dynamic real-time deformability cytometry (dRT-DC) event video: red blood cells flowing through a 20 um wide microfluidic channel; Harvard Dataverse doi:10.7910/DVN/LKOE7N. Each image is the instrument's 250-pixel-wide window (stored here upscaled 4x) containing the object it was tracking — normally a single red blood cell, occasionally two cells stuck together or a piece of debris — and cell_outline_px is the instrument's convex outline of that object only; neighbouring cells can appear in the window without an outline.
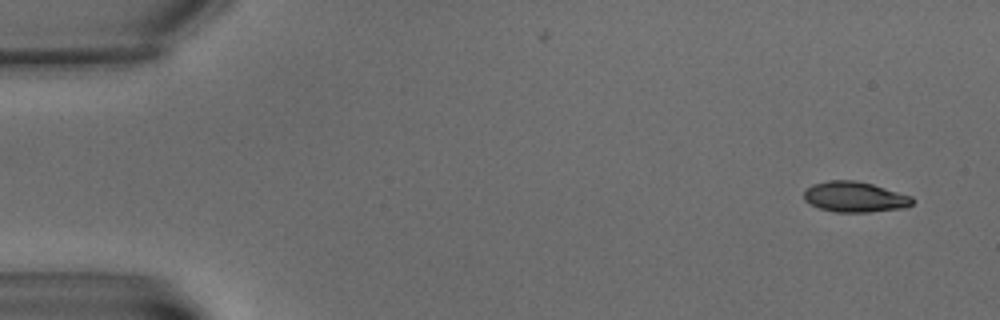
{"species": "common noctule bat (a hibernating species)", "species_latin": "Nyctalus noctula", "temperature_condition": "warm", "stored_images_in_passage": 5, "camera_frame_rate_fps": 3000, "um_per_image_px": 0.085, "animal": {"sex": "male", "body_mass_g": 15.6}, "frame": {"image": 1, "passage_image": 1, "time_ms": 0.0, "image_size_px": [1000, 320], "cell_outline_px": [[916, 200], [912, 204], [904, 208], [868, 212], [836, 212], [820, 208], [804, 200], [804, 192], [812, 184], [828, 180], [856, 180], [872, 184], [912, 196]], "centroid_in_image_um": [72.68, 16.73], "position_along_channel_um": 12.3, "area_um2": 19.25}}